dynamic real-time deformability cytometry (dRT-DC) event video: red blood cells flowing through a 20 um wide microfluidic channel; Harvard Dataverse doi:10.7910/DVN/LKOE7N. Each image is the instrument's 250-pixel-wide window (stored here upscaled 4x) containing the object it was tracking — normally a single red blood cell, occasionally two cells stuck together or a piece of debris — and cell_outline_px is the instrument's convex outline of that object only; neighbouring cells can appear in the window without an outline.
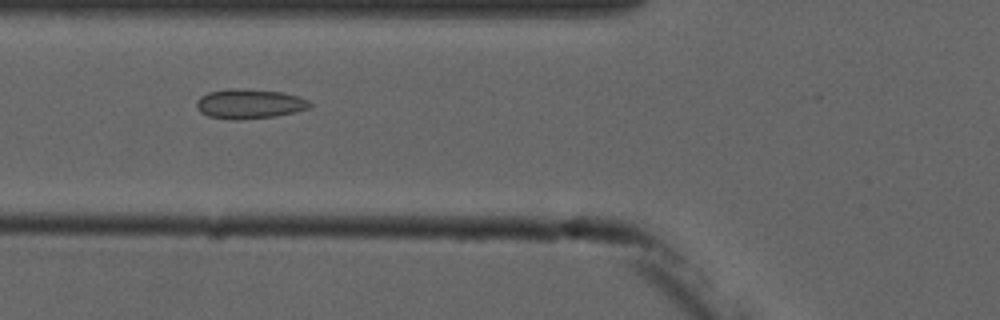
{"species": "common noctule bat (a hibernating species)", "species_latin": "Nyctalus noctula", "temperature_condition": "cold", "stored_images_in_passage": 2, "camera_frame_rate_fps": 3000, "um_per_image_px": 0.085, "animal": {"sex": "male", "forearm_length_mm": 52.5}, "frame": {"image": 1, "passage_image": 2, "time_ms": 1.0, "image_size_px": [1000, 320], "cell_outline_px": [[312, 104], [308, 108], [296, 112], [276, 116], [236, 120], [232, 120], [208, 116], [200, 112], [196, 108], [196, 100], [200, 96], [208, 92], [228, 88], [240, 88], [280, 92], [300, 96], [308, 100]], "centroid_in_image_um": [21.17, 8.82], "position_along_channel_um": 104.6, "area_um2": 19.77}}